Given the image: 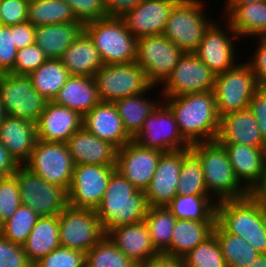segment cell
Wrapping results in <instances>:
<instances>
[{
    "label": "cell",
    "instance_id": "cell-1",
    "mask_svg": "<svg viewBox=\"0 0 266 267\" xmlns=\"http://www.w3.org/2000/svg\"><path fill=\"white\" fill-rule=\"evenodd\" d=\"M182 136L190 143L216 141L220 117L213 91L164 97Z\"/></svg>",
    "mask_w": 266,
    "mask_h": 267
},
{
    "label": "cell",
    "instance_id": "cell-2",
    "mask_svg": "<svg viewBox=\"0 0 266 267\" xmlns=\"http://www.w3.org/2000/svg\"><path fill=\"white\" fill-rule=\"evenodd\" d=\"M148 208L145 191L137 189L115 170L95 211L106 235L111 229L121 225L144 221Z\"/></svg>",
    "mask_w": 266,
    "mask_h": 267
},
{
    "label": "cell",
    "instance_id": "cell-3",
    "mask_svg": "<svg viewBox=\"0 0 266 267\" xmlns=\"http://www.w3.org/2000/svg\"><path fill=\"white\" fill-rule=\"evenodd\" d=\"M216 222L227 233L243 238L259 253L266 254V210L250 195L219 201Z\"/></svg>",
    "mask_w": 266,
    "mask_h": 267
},
{
    "label": "cell",
    "instance_id": "cell-4",
    "mask_svg": "<svg viewBox=\"0 0 266 267\" xmlns=\"http://www.w3.org/2000/svg\"><path fill=\"white\" fill-rule=\"evenodd\" d=\"M190 149L199 157L208 193L217 202L241 199L249 191L237 179L228 153L217 141L191 144Z\"/></svg>",
    "mask_w": 266,
    "mask_h": 267
},
{
    "label": "cell",
    "instance_id": "cell-5",
    "mask_svg": "<svg viewBox=\"0 0 266 267\" xmlns=\"http://www.w3.org/2000/svg\"><path fill=\"white\" fill-rule=\"evenodd\" d=\"M104 64L136 62L137 39L130 33L124 20L107 16L84 24Z\"/></svg>",
    "mask_w": 266,
    "mask_h": 267
},
{
    "label": "cell",
    "instance_id": "cell-6",
    "mask_svg": "<svg viewBox=\"0 0 266 267\" xmlns=\"http://www.w3.org/2000/svg\"><path fill=\"white\" fill-rule=\"evenodd\" d=\"M203 1L180 0L165 25L163 35L184 53H194L198 49L205 32L214 22L207 18Z\"/></svg>",
    "mask_w": 266,
    "mask_h": 267
},
{
    "label": "cell",
    "instance_id": "cell-7",
    "mask_svg": "<svg viewBox=\"0 0 266 267\" xmlns=\"http://www.w3.org/2000/svg\"><path fill=\"white\" fill-rule=\"evenodd\" d=\"M260 89L246 62L216 75L213 88L219 117L249 108L250 100Z\"/></svg>",
    "mask_w": 266,
    "mask_h": 267
},
{
    "label": "cell",
    "instance_id": "cell-8",
    "mask_svg": "<svg viewBox=\"0 0 266 267\" xmlns=\"http://www.w3.org/2000/svg\"><path fill=\"white\" fill-rule=\"evenodd\" d=\"M16 176L21 205L30 207L39 217L59 216L68 206L67 191L45 181L24 165H19Z\"/></svg>",
    "mask_w": 266,
    "mask_h": 267
},
{
    "label": "cell",
    "instance_id": "cell-9",
    "mask_svg": "<svg viewBox=\"0 0 266 267\" xmlns=\"http://www.w3.org/2000/svg\"><path fill=\"white\" fill-rule=\"evenodd\" d=\"M93 78L100 101L110 103L146 92L152 86L137 62L104 64Z\"/></svg>",
    "mask_w": 266,
    "mask_h": 267
},
{
    "label": "cell",
    "instance_id": "cell-10",
    "mask_svg": "<svg viewBox=\"0 0 266 267\" xmlns=\"http://www.w3.org/2000/svg\"><path fill=\"white\" fill-rule=\"evenodd\" d=\"M0 102L6 115L37 123L47 100L32 86L28 75L0 74Z\"/></svg>",
    "mask_w": 266,
    "mask_h": 267
},
{
    "label": "cell",
    "instance_id": "cell-11",
    "mask_svg": "<svg viewBox=\"0 0 266 267\" xmlns=\"http://www.w3.org/2000/svg\"><path fill=\"white\" fill-rule=\"evenodd\" d=\"M183 54L163 34L137 39L136 62L152 86H160L165 82Z\"/></svg>",
    "mask_w": 266,
    "mask_h": 267
},
{
    "label": "cell",
    "instance_id": "cell-12",
    "mask_svg": "<svg viewBox=\"0 0 266 267\" xmlns=\"http://www.w3.org/2000/svg\"><path fill=\"white\" fill-rule=\"evenodd\" d=\"M24 166L45 181L68 191L73 177L74 163L66 143L37 139Z\"/></svg>",
    "mask_w": 266,
    "mask_h": 267
},
{
    "label": "cell",
    "instance_id": "cell-13",
    "mask_svg": "<svg viewBox=\"0 0 266 267\" xmlns=\"http://www.w3.org/2000/svg\"><path fill=\"white\" fill-rule=\"evenodd\" d=\"M59 218L60 246L88 252L105 233L96 211L67 206Z\"/></svg>",
    "mask_w": 266,
    "mask_h": 267
},
{
    "label": "cell",
    "instance_id": "cell-14",
    "mask_svg": "<svg viewBox=\"0 0 266 267\" xmlns=\"http://www.w3.org/2000/svg\"><path fill=\"white\" fill-rule=\"evenodd\" d=\"M133 140L140 146L162 152L191 147V144L182 136L174 113L163 100L146 118Z\"/></svg>",
    "mask_w": 266,
    "mask_h": 267
},
{
    "label": "cell",
    "instance_id": "cell-15",
    "mask_svg": "<svg viewBox=\"0 0 266 267\" xmlns=\"http://www.w3.org/2000/svg\"><path fill=\"white\" fill-rule=\"evenodd\" d=\"M215 78L216 74L195 53L186 52L162 84L160 95L164 98L213 91Z\"/></svg>",
    "mask_w": 266,
    "mask_h": 267
},
{
    "label": "cell",
    "instance_id": "cell-16",
    "mask_svg": "<svg viewBox=\"0 0 266 267\" xmlns=\"http://www.w3.org/2000/svg\"><path fill=\"white\" fill-rule=\"evenodd\" d=\"M115 170V166L74 165L72 182L67 191L68 205L96 210Z\"/></svg>",
    "mask_w": 266,
    "mask_h": 267
},
{
    "label": "cell",
    "instance_id": "cell-17",
    "mask_svg": "<svg viewBox=\"0 0 266 267\" xmlns=\"http://www.w3.org/2000/svg\"><path fill=\"white\" fill-rule=\"evenodd\" d=\"M220 22L214 20L205 32L198 49L194 52L196 56L214 73L220 74L235 67L237 64L235 56V44L240 39L235 30L226 21L225 30L220 27ZM234 39V40H233Z\"/></svg>",
    "mask_w": 266,
    "mask_h": 267
},
{
    "label": "cell",
    "instance_id": "cell-18",
    "mask_svg": "<svg viewBox=\"0 0 266 267\" xmlns=\"http://www.w3.org/2000/svg\"><path fill=\"white\" fill-rule=\"evenodd\" d=\"M162 151L140 146L133 139L117 149L115 168L137 189L145 191L156 171Z\"/></svg>",
    "mask_w": 266,
    "mask_h": 267
},
{
    "label": "cell",
    "instance_id": "cell-19",
    "mask_svg": "<svg viewBox=\"0 0 266 267\" xmlns=\"http://www.w3.org/2000/svg\"><path fill=\"white\" fill-rule=\"evenodd\" d=\"M189 148L163 152L149 187L145 190L149 207L167 206L177 195L183 154Z\"/></svg>",
    "mask_w": 266,
    "mask_h": 267
},
{
    "label": "cell",
    "instance_id": "cell-20",
    "mask_svg": "<svg viewBox=\"0 0 266 267\" xmlns=\"http://www.w3.org/2000/svg\"><path fill=\"white\" fill-rule=\"evenodd\" d=\"M180 0H143L126 11L121 18L130 33L139 39L144 36L163 34L173 7Z\"/></svg>",
    "mask_w": 266,
    "mask_h": 267
},
{
    "label": "cell",
    "instance_id": "cell-21",
    "mask_svg": "<svg viewBox=\"0 0 266 267\" xmlns=\"http://www.w3.org/2000/svg\"><path fill=\"white\" fill-rule=\"evenodd\" d=\"M82 127L83 116L79 112L48 101L36 123L37 139L66 143Z\"/></svg>",
    "mask_w": 266,
    "mask_h": 267
},
{
    "label": "cell",
    "instance_id": "cell-22",
    "mask_svg": "<svg viewBox=\"0 0 266 267\" xmlns=\"http://www.w3.org/2000/svg\"><path fill=\"white\" fill-rule=\"evenodd\" d=\"M83 127L101 140L110 142L117 149L132 140L124 130L114 103L100 101L83 116Z\"/></svg>",
    "mask_w": 266,
    "mask_h": 267
},
{
    "label": "cell",
    "instance_id": "cell-23",
    "mask_svg": "<svg viewBox=\"0 0 266 267\" xmlns=\"http://www.w3.org/2000/svg\"><path fill=\"white\" fill-rule=\"evenodd\" d=\"M66 144L74 165L115 166L117 148L88 132L84 127L76 131Z\"/></svg>",
    "mask_w": 266,
    "mask_h": 267
},
{
    "label": "cell",
    "instance_id": "cell-24",
    "mask_svg": "<svg viewBox=\"0 0 266 267\" xmlns=\"http://www.w3.org/2000/svg\"><path fill=\"white\" fill-rule=\"evenodd\" d=\"M106 235L138 267L158 254L144 221L121 225L111 229Z\"/></svg>",
    "mask_w": 266,
    "mask_h": 267
},
{
    "label": "cell",
    "instance_id": "cell-25",
    "mask_svg": "<svg viewBox=\"0 0 266 267\" xmlns=\"http://www.w3.org/2000/svg\"><path fill=\"white\" fill-rule=\"evenodd\" d=\"M216 141L266 148L257 120L249 108L221 117Z\"/></svg>",
    "mask_w": 266,
    "mask_h": 267
},
{
    "label": "cell",
    "instance_id": "cell-26",
    "mask_svg": "<svg viewBox=\"0 0 266 267\" xmlns=\"http://www.w3.org/2000/svg\"><path fill=\"white\" fill-rule=\"evenodd\" d=\"M226 149L239 182L250 191L262 177L266 167V148L236 143H219Z\"/></svg>",
    "mask_w": 266,
    "mask_h": 267
},
{
    "label": "cell",
    "instance_id": "cell-27",
    "mask_svg": "<svg viewBox=\"0 0 266 267\" xmlns=\"http://www.w3.org/2000/svg\"><path fill=\"white\" fill-rule=\"evenodd\" d=\"M37 141L36 124L6 115L0 126V142L18 165H24Z\"/></svg>",
    "mask_w": 266,
    "mask_h": 267
},
{
    "label": "cell",
    "instance_id": "cell-28",
    "mask_svg": "<svg viewBox=\"0 0 266 267\" xmlns=\"http://www.w3.org/2000/svg\"><path fill=\"white\" fill-rule=\"evenodd\" d=\"M53 102L84 116L100 102L95 79L89 76L71 75Z\"/></svg>",
    "mask_w": 266,
    "mask_h": 267
},
{
    "label": "cell",
    "instance_id": "cell-29",
    "mask_svg": "<svg viewBox=\"0 0 266 267\" xmlns=\"http://www.w3.org/2000/svg\"><path fill=\"white\" fill-rule=\"evenodd\" d=\"M83 30L82 22L36 26L35 43L48 59H60Z\"/></svg>",
    "mask_w": 266,
    "mask_h": 267
},
{
    "label": "cell",
    "instance_id": "cell-30",
    "mask_svg": "<svg viewBox=\"0 0 266 267\" xmlns=\"http://www.w3.org/2000/svg\"><path fill=\"white\" fill-rule=\"evenodd\" d=\"M60 61L70 75L89 77H93L104 65L93 41L84 30L62 54Z\"/></svg>",
    "mask_w": 266,
    "mask_h": 267
},
{
    "label": "cell",
    "instance_id": "cell-31",
    "mask_svg": "<svg viewBox=\"0 0 266 267\" xmlns=\"http://www.w3.org/2000/svg\"><path fill=\"white\" fill-rule=\"evenodd\" d=\"M216 221H194L177 219L172 241L165 254L183 258L189 251L213 234Z\"/></svg>",
    "mask_w": 266,
    "mask_h": 267
},
{
    "label": "cell",
    "instance_id": "cell-32",
    "mask_svg": "<svg viewBox=\"0 0 266 267\" xmlns=\"http://www.w3.org/2000/svg\"><path fill=\"white\" fill-rule=\"evenodd\" d=\"M59 247L58 216L39 217L23 245L28 260L34 264Z\"/></svg>",
    "mask_w": 266,
    "mask_h": 267
},
{
    "label": "cell",
    "instance_id": "cell-33",
    "mask_svg": "<svg viewBox=\"0 0 266 267\" xmlns=\"http://www.w3.org/2000/svg\"><path fill=\"white\" fill-rule=\"evenodd\" d=\"M225 17L240 39L266 36V0L235 6Z\"/></svg>",
    "mask_w": 266,
    "mask_h": 267
},
{
    "label": "cell",
    "instance_id": "cell-34",
    "mask_svg": "<svg viewBox=\"0 0 266 267\" xmlns=\"http://www.w3.org/2000/svg\"><path fill=\"white\" fill-rule=\"evenodd\" d=\"M156 86H151L146 92L120 98L114 105L122 119L124 130L133 139L140 131L146 118L154 111V109L163 100L147 98L148 91H152ZM145 94V95H144Z\"/></svg>",
    "mask_w": 266,
    "mask_h": 267
},
{
    "label": "cell",
    "instance_id": "cell-35",
    "mask_svg": "<svg viewBox=\"0 0 266 267\" xmlns=\"http://www.w3.org/2000/svg\"><path fill=\"white\" fill-rule=\"evenodd\" d=\"M217 201L211 195H176L167 205L181 220L216 221Z\"/></svg>",
    "mask_w": 266,
    "mask_h": 267
},
{
    "label": "cell",
    "instance_id": "cell-36",
    "mask_svg": "<svg viewBox=\"0 0 266 267\" xmlns=\"http://www.w3.org/2000/svg\"><path fill=\"white\" fill-rule=\"evenodd\" d=\"M28 76L37 92L47 101H53L71 75L60 59H47Z\"/></svg>",
    "mask_w": 266,
    "mask_h": 267
},
{
    "label": "cell",
    "instance_id": "cell-37",
    "mask_svg": "<svg viewBox=\"0 0 266 267\" xmlns=\"http://www.w3.org/2000/svg\"><path fill=\"white\" fill-rule=\"evenodd\" d=\"M213 233L217 237L227 267H248L261 254L243 238L227 233L217 222Z\"/></svg>",
    "mask_w": 266,
    "mask_h": 267
},
{
    "label": "cell",
    "instance_id": "cell-38",
    "mask_svg": "<svg viewBox=\"0 0 266 267\" xmlns=\"http://www.w3.org/2000/svg\"><path fill=\"white\" fill-rule=\"evenodd\" d=\"M28 21L34 27L80 22L64 0H35L29 2Z\"/></svg>",
    "mask_w": 266,
    "mask_h": 267
},
{
    "label": "cell",
    "instance_id": "cell-39",
    "mask_svg": "<svg viewBox=\"0 0 266 267\" xmlns=\"http://www.w3.org/2000/svg\"><path fill=\"white\" fill-rule=\"evenodd\" d=\"M176 220L167 206L148 208L144 222L152 245L158 253H164L170 247Z\"/></svg>",
    "mask_w": 266,
    "mask_h": 267
},
{
    "label": "cell",
    "instance_id": "cell-40",
    "mask_svg": "<svg viewBox=\"0 0 266 267\" xmlns=\"http://www.w3.org/2000/svg\"><path fill=\"white\" fill-rule=\"evenodd\" d=\"M177 194L210 195L205 187L201 161L190 148L183 154Z\"/></svg>",
    "mask_w": 266,
    "mask_h": 267
},
{
    "label": "cell",
    "instance_id": "cell-41",
    "mask_svg": "<svg viewBox=\"0 0 266 267\" xmlns=\"http://www.w3.org/2000/svg\"><path fill=\"white\" fill-rule=\"evenodd\" d=\"M85 267H138L105 235L85 253Z\"/></svg>",
    "mask_w": 266,
    "mask_h": 267
},
{
    "label": "cell",
    "instance_id": "cell-42",
    "mask_svg": "<svg viewBox=\"0 0 266 267\" xmlns=\"http://www.w3.org/2000/svg\"><path fill=\"white\" fill-rule=\"evenodd\" d=\"M38 218L30 207L21 205L12 217L4 222L0 234L10 242L23 246Z\"/></svg>",
    "mask_w": 266,
    "mask_h": 267
},
{
    "label": "cell",
    "instance_id": "cell-43",
    "mask_svg": "<svg viewBox=\"0 0 266 267\" xmlns=\"http://www.w3.org/2000/svg\"><path fill=\"white\" fill-rule=\"evenodd\" d=\"M185 267H227L216 235L213 233L184 257Z\"/></svg>",
    "mask_w": 266,
    "mask_h": 267
},
{
    "label": "cell",
    "instance_id": "cell-44",
    "mask_svg": "<svg viewBox=\"0 0 266 267\" xmlns=\"http://www.w3.org/2000/svg\"><path fill=\"white\" fill-rule=\"evenodd\" d=\"M33 267H85V253L60 246L40 258Z\"/></svg>",
    "mask_w": 266,
    "mask_h": 267
},
{
    "label": "cell",
    "instance_id": "cell-45",
    "mask_svg": "<svg viewBox=\"0 0 266 267\" xmlns=\"http://www.w3.org/2000/svg\"><path fill=\"white\" fill-rule=\"evenodd\" d=\"M0 204L4 224L21 206L19 186L14 174L0 178Z\"/></svg>",
    "mask_w": 266,
    "mask_h": 267
},
{
    "label": "cell",
    "instance_id": "cell-46",
    "mask_svg": "<svg viewBox=\"0 0 266 267\" xmlns=\"http://www.w3.org/2000/svg\"><path fill=\"white\" fill-rule=\"evenodd\" d=\"M48 58L36 44L29 45L17 51L15 66L10 72L16 75H29L42 65Z\"/></svg>",
    "mask_w": 266,
    "mask_h": 267
},
{
    "label": "cell",
    "instance_id": "cell-47",
    "mask_svg": "<svg viewBox=\"0 0 266 267\" xmlns=\"http://www.w3.org/2000/svg\"><path fill=\"white\" fill-rule=\"evenodd\" d=\"M83 24L108 16L104 0H64Z\"/></svg>",
    "mask_w": 266,
    "mask_h": 267
},
{
    "label": "cell",
    "instance_id": "cell-48",
    "mask_svg": "<svg viewBox=\"0 0 266 267\" xmlns=\"http://www.w3.org/2000/svg\"><path fill=\"white\" fill-rule=\"evenodd\" d=\"M0 267H33L23 246L10 242L0 234Z\"/></svg>",
    "mask_w": 266,
    "mask_h": 267
},
{
    "label": "cell",
    "instance_id": "cell-49",
    "mask_svg": "<svg viewBox=\"0 0 266 267\" xmlns=\"http://www.w3.org/2000/svg\"><path fill=\"white\" fill-rule=\"evenodd\" d=\"M26 0H0V24L12 26L28 21Z\"/></svg>",
    "mask_w": 266,
    "mask_h": 267
},
{
    "label": "cell",
    "instance_id": "cell-50",
    "mask_svg": "<svg viewBox=\"0 0 266 267\" xmlns=\"http://www.w3.org/2000/svg\"><path fill=\"white\" fill-rule=\"evenodd\" d=\"M17 51L11 26L0 24V74L10 73L13 70Z\"/></svg>",
    "mask_w": 266,
    "mask_h": 267
},
{
    "label": "cell",
    "instance_id": "cell-51",
    "mask_svg": "<svg viewBox=\"0 0 266 267\" xmlns=\"http://www.w3.org/2000/svg\"><path fill=\"white\" fill-rule=\"evenodd\" d=\"M257 42L256 51L252 54L254 57L251 55V60L246 63L250 66L260 87L266 83V36H260Z\"/></svg>",
    "mask_w": 266,
    "mask_h": 267
},
{
    "label": "cell",
    "instance_id": "cell-52",
    "mask_svg": "<svg viewBox=\"0 0 266 267\" xmlns=\"http://www.w3.org/2000/svg\"><path fill=\"white\" fill-rule=\"evenodd\" d=\"M249 109L256 118L262 138L266 143V94L261 89L251 98Z\"/></svg>",
    "mask_w": 266,
    "mask_h": 267
},
{
    "label": "cell",
    "instance_id": "cell-53",
    "mask_svg": "<svg viewBox=\"0 0 266 267\" xmlns=\"http://www.w3.org/2000/svg\"><path fill=\"white\" fill-rule=\"evenodd\" d=\"M11 33L18 50L35 43V27L29 21L12 25Z\"/></svg>",
    "mask_w": 266,
    "mask_h": 267
},
{
    "label": "cell",
    "instance_id": "cell-54",
    "mask_svg": "<svg viewBox=\"0 0 266 267\" xmlns=\"http://www.w3.org/2000/svg\"><path fill=\"white\" fill-rule=\"evenodd\" d=\"M143 0H104L108 16L121 17L126 11L136 7Z\"/></svg>",
    "mask_w": 266,
    "mask_h": 267
},
{
    "label": "cell",
    "instance_id": "cell-55",
    "mask_svg": "<svg viewBox=\"0 0 266 267\" xmlns=\"http://www.w3.org/2000/svg\"><path fill=\"white\" fill-rule=\"evenodd\" d=\"M139 267H185L183 258L165 253H158Z\"/></svg>",
    "mask_w": 266,
    "mask_h": 267
},
{
    "label": "cell",
    "instance_id": "cell-56",
    "mask_svg": "<svg viewBox=\"0 0 266 267\" xmlns=\"http://www.w3.org/2000/svg\"><path fill=\"white\" fill-rule=\"evenodd\" d=\"M18 166L5 146L0 142V178L13 175Z\"/></svg>",
    "mask_w": 266,
    "mask_h": 267
},
{
    "label": "cell",
    "instance_id": "cell-57",
    "mask_svg": "<svg viewBox=\"0 0 266 267\" xmlns=\"http://www.w3.org/2000/svg\"><path fill=\"white\" fill-rule=\"evenodd\" d=\"M249 195L266 210V167L259 182L249 191Z\"/></svg>",
    "mask_w": 266,
    "mask_h": 267
},
{
    "label": "cell",
    "instance_id": "cell-58",
    "mask_svg": "<svg viewBox=\"0 0 266 267\" xmlns=\"http://www.w3.org/2000/svg\"><path fill=\"white\" fill-rule=\"evenodd\" d=\"M263 0H226L224 1V7L223 9H225L224 11H222L224 13H222V20L223 18H225V16L235 7L238 5H243V4H249V3H257Z\"/></svg>",
    "mask_w": 266,
    "mask_h": 267
},
{
    "label": "cell",
    "instance_id": "cell-59",
    "mask_svg": "<svg viewBox=\"0 0 266 267\" xmlns=\"http://www.w3.org/2000/svg\"><path fill=\"white\" fill-rule=\"evenodd\" d=\"M248 267H266V254H260Z\"/></svg>",
    "mask_w": 266,
    "mask_h": 267
},
{
    "label": "cell",
    "instance_id": "cell-60",
    "mask_svg": "<svg viewBox=\"0 0 266 267\" xmlns=\"http://www.w3.org/2000/svg\"><path fill=\"white\" fill-rule=\"evenodd\" d=\"M5 116H6V113H5L4 108L2 107L1 102H0V126L3 123Z\"/></svg>",
    "mask_w": 266,
    "mask_h": 267
},
{
    "label": "cell",
    "instance_id": "cell-61",
    "mask_svg": "<svg viewBox=\"0 0 266 267\" xmlns=\"http://www.w3.org/2000/svg\"><path fill=\"white\" fill-rule=\"evenodd\" d=\"M0 206H1V204H0ZM2 226H3V212H2V209L0 207V229L2 228Z\"/></svg>",
    "mask_w": 266,
    "mask_h": 267
},
{
    "label": "cell",
    "instance_id": "cell-62",
    "mask_svg": "<svg viewBox=\"0 0 266 267\" xmlns=\"http://www.w3.org/2000/svg\"><path fill=\"white\" fill-rule=\"evenodd\" d=\"M260 89L266 94V83L260 86Z\"/></svg>",
    "mask_w": 266,
    "mask_h": 267
}]
</instances>
